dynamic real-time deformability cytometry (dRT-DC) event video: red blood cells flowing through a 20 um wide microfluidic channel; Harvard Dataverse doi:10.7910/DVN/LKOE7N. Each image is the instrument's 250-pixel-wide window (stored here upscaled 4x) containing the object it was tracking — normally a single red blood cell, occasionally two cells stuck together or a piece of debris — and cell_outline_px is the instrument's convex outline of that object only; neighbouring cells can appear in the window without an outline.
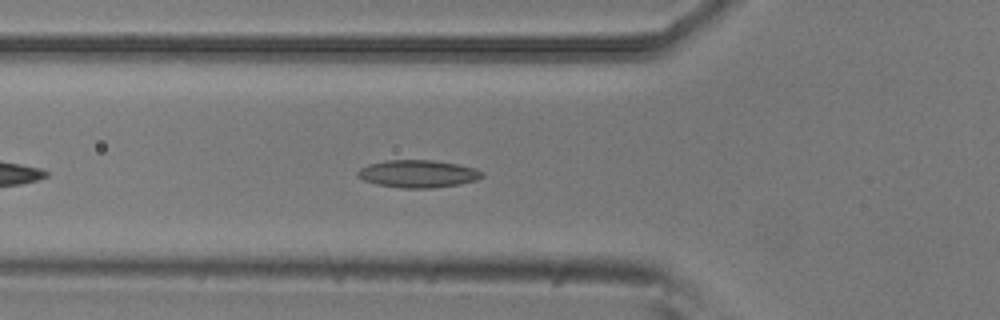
{"species": "common noctule bat (a hibernating species)", "species_latin": "Nyctalus noctula", "temperature_condition": "room temperature", "stored_images_in_passage": 42, "camera_frame_rate_fps": 3000, "um_per_image_px": 0.085, "animal": {"sex": "male", "body_mass_g": 20.5, "forearm_length_mm": 52.5}, "frame": {"image": 1, "passage_image": 7, "time_ms": 2.0, "image_size_px": [1000, 320], "cell_outline_px": [[484, 176], [476, 180], [460, 184], [432, 188], [400, 188], [376, 184], [364, 180], [356, 176], [356, 172], [360, 168], [368, 164], [384, 160], [432, 160], [456, 164], [476, 168], [484, 172]], "centroid_in_image_um": [35.51, 14.77], "position_along_channel_um": 90.3, "area_um2": 20.11}}
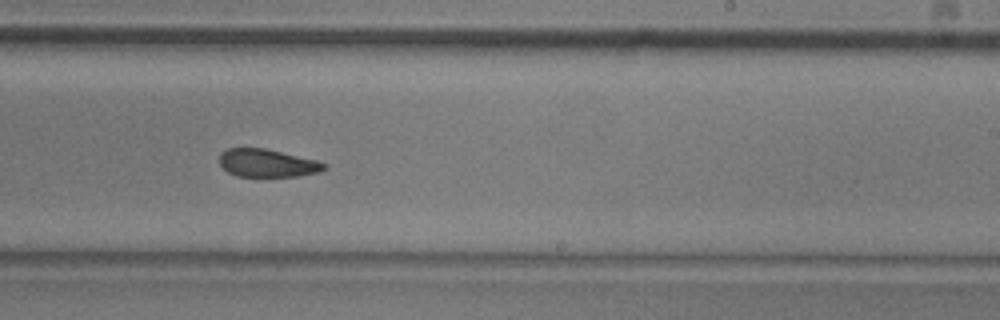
{"frame": {"image": 2, "passage_image": 21, "time_ms": 6.667, "image_size_px": [1000, 320], "cell_outline_px": [[328, 168], [320, 172], [296, 176], [236, 176], [228, 172], [220, 164], [220, 152], [228, 148], [264, 148], [316, 160], [324, 164]], "centroid_in_image_um": [22.7, 13.86], "position_along_channel_um": 266.3, "area_um2": 16.88}}
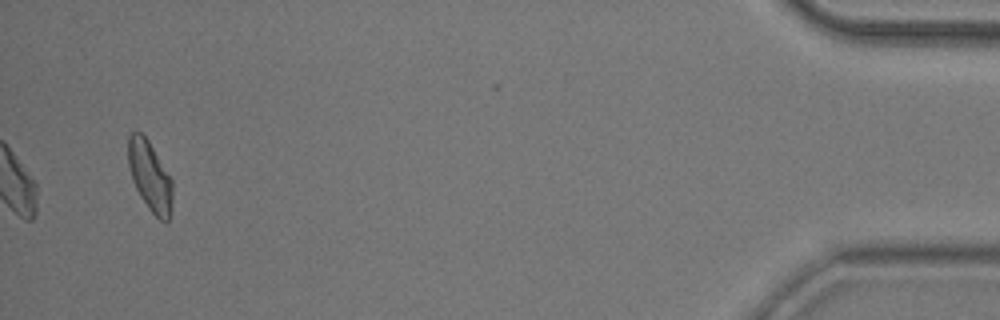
{"frame": {"image": 3, "passage_image": 40, "time_ms": 13.0, "image_size_px": [1000, 320], "cell_outline_px": [[172, 200], [168, 220], [160, 220], [148, 208], [140, 196], [132, 180], [128, 164], [128, 136], [132, 132], [140, 132], [148, 140], [172, 180]], "centroid_in_image_um": [12.72, 14.96], "position_along_channel_um": 422.5, "area_um2": 17.74}, "authors_computed_cell_mechanics": {"area_um2": 18.2359, "velocity_mm_per_s": 3.7585, "shape_relaxation_time_tau1_ms": 8.2256, "shape_relaxation_time_tau2_ms": 4.5394, "deformation_change_tau1": 0.1736, "deformation_change_tau2": 0.122}}